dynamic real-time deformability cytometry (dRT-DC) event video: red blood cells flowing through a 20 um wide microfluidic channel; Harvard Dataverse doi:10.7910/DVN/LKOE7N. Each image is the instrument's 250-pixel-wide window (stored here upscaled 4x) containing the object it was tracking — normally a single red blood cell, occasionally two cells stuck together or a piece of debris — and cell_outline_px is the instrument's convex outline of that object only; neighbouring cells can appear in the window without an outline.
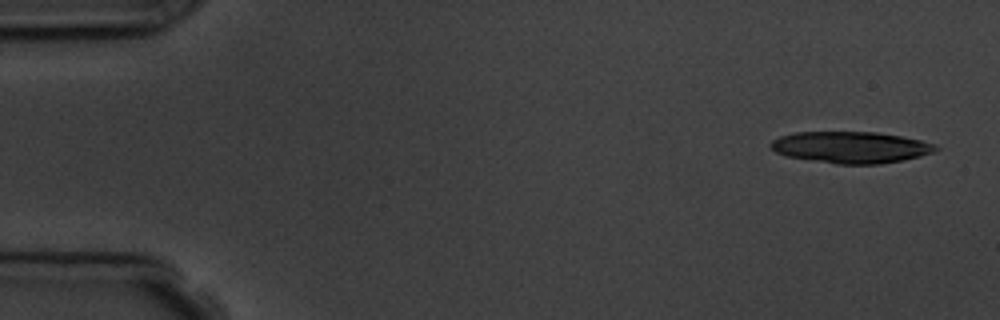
{"species": "common noctule bat (a hibernating species)", "species_latin": "Nyctalus noctula", "temperature_condition": "room temperature", "stored_images_in_passage": 5, "camera_frame_rate_fps": 3000, "um_per_image_px": 0.085, "animal": {"sex": "male", "body_mass_g": 19.5, "forearm_length_mm": 54.6}, "frame": {"image": 1, "passage_image": 1, "time_ms": 0.0, "image_size_px": [1000, 320], "cell_outline_px": [[940, 148], [936, 152], [920, 156], [880, 164], [836, 164], [784, 156], [776, 152], [768, 144], [772, 140], [780, 136], [796, 132], [876, 132], [900, 136], [920, 140], [936, 144]], "centroid_in_image_um": [72.32, 12.52], "position_along_channel_um": 12.7, "area_um2": 30.4}}